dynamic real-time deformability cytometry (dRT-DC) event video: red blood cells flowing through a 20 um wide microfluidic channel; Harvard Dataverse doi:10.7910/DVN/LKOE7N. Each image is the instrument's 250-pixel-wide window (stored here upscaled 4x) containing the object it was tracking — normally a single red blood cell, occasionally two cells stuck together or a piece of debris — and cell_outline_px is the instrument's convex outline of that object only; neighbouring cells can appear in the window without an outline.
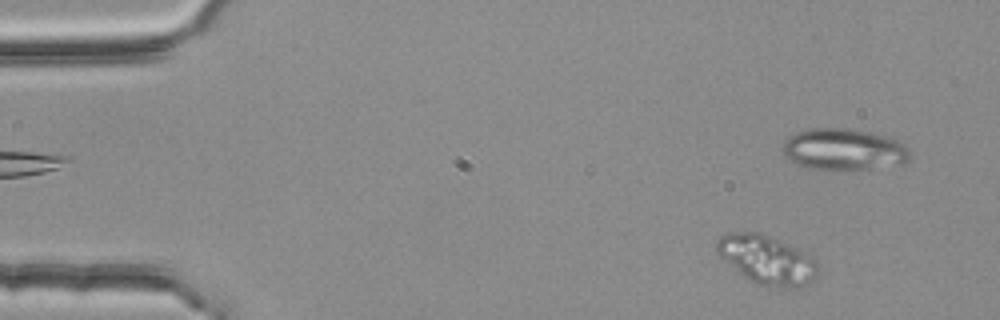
{"species": "common noctule bat (a hibernating species)", "species_latin": "Nyctalus noctula", "temperature_condition": "room temperature", "stored_images_in_passage": 48, "segment_of_instrument_passage": [1, 2], "camera_frame_rate_fps": 3000, "um_per_image_px": 0.085, "animal": {"sex": "female", "body_mass_g": 25.1}, "frame": {"image": 1, "passage_image": 2, "time_ms": 0.333, "image_size_px": [1000, 320], "cell_outline_px": [[816, 276], [812, 280], [800, 288], [772, 288], [760, 284], [744, 276], [720, 256], [716, 252], [716, 244], [720, 236], [728, 232], [760, 232], [796, 248], [816, 260]], "centroid_in_image_um": [65.17, 22.08], "position_along_channel_um": 19.8, "area_um2": 28.32}}